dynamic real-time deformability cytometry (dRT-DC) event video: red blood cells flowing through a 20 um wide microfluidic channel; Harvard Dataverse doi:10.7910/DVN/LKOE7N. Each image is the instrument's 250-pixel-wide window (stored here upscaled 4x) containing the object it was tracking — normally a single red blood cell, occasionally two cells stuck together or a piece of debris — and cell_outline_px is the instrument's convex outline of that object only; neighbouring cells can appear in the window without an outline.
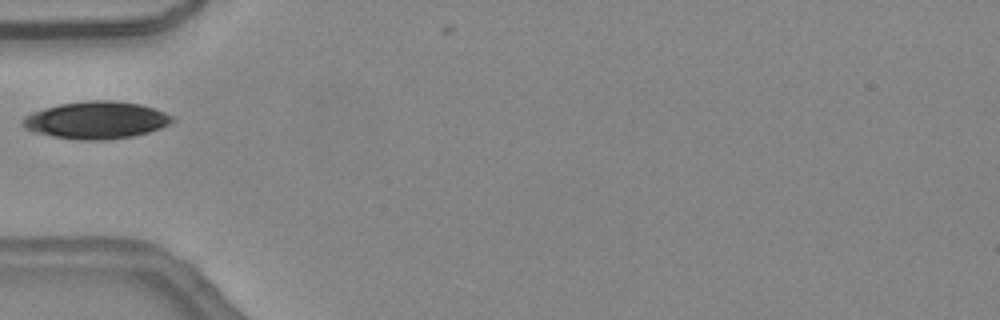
{"species": "common noctule bat (a hibernating species)", "species_latin": "Nyctalus noctula", "temperature_condition": "warm", "stored_images_in_passage": 20, "camera_frame_rate_fps": 3000, "um_per_image_px": 0.085, "animal": {"sex": "female", "body_mass_g": 24.6, "forearm_length_mm": 56.2}, "frame": {"image": 1, "passage_image": 1, "time_ms": 0.0, "image_size_px": [1000, 320], "cell_outline_px": [[176, 120], [160, 128], [148, 132], [132, 136], [104, 140], [80, 140], [52, 136], [36, 132], [24, 128], [20, 124], [20, 120], [24, 116], [32, 112], [44, 108], [60, 104], [88, 100], [112, 100], [140, 104], [164, 112], [172, 116]], "centroid_in_image_um": [8.14, 10.21], "position_along_channel_um": 76.9, "area_um2": 32.48}}